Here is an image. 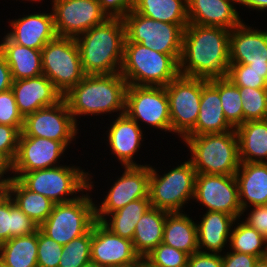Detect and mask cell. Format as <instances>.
I'll list each match as a JSON object with an SVG mask.
<instances>
[{"label":"cell","mask_w":267,"mask_h":267,"mask_svg":"<svg viewBox=\"0 0 267 267\" xmlns=\"http://www.w3.org/2000/svg\"><path fill=\"white\" fill-rule=\"evenodd\" d=\"M230 30L188 24L184 29L179 72L196 78H224L230 65Z\"/></svg>","instance_id":"1"},{"label":"cell","mask_w":267,"mask_h":267,"mask_svg":"<svg viewBox=\"0 0 267 267\" xmlns=\"http://www.w3.org/2000/svg\"><path fill=\"white\" fill-rule=\"evenodd\" d=\"M125 25L122 18L109 17L75 38L85 75L120 73Z\"/></svg>","instance_id":"2"},{"label":"cell","mask_w":267,"mask_h":267,"mask_svg":"<svg viewBox=\"0 0 267 267\" xmlns=\"http://www.w3.org/2000/svg\"><path fill=\"white\" fill-rule=\"evenodd\" d=\"M127 86L120 73L85 75L63 98L77 123L78 115L125 113Z\"/></svg>","instance_id":"3"},{"label":"cell","mask_w":267,"mask_h":267,"mask_svg":"<svg viewBox=\"0 0 267 267\" xmlns=\"http://www.w3.org/2000/svg\"><path fill=\"white\" fill-rule=\"evenodd\" d=\"M180 58L125 42L120 74L128 85L165 87L180 75Z\"/></svg>","instance_id":"4"},{"label":"cell","mask_w":267,"mask_h":267,"mask_svg":"<svg viewBox=\"0 0 267 267\" xmlns=\"http://www.w3.org/2000/svg\"><path fill=\"white\" fill-rule=\"evenodd\" d=\"M196 173L235 175L240 166L238 137L235 129L223 133L186 135Z\"/></svg>","instance_id":"5"},{"label":"cell","mask_w":267,"mask_h":267,"mask_svg":"<svg viewBox=\"0 0 267 267\" xmlns=\"http://www.w3.org/2000/svg\"><path fill=\"white\" fill-rule=\"evenodd\" d=\"M18 174V175H16ZM88 172L79 167L60 165L51 168L15 173L12 178H17L27 189L39 193L53 203H63L76 199L78 196L67 198L76 192L92 189L91 177ZM66 196V197H65Z\"/></svg>","instance_id":"6"},{"label":"cell","mask_w":267,"mask_h":267,"mask_svg":"<svg viewBox=\"0 0 267 267\" xmlns=\"http://www.w3.org/2000/svg\"><path fill=\"white\" fill-rule=\"evenodd\" d=\"M95 222V204L88 194H82L72 201L55 204L39 229L64 246L74 238L89 232Z\"/></svg>","instance_id":"7"},{"label":"cell","mask_w":267,"mask_h":267,"mask_svg":"<svg viewBox=\"0 0 267 267\" xmlns=\"http://www.w3.org/2000/svg\"><path fill=\"white\" fill-rule=\"evenodd\" d=\"M43 75L64 96L85 76L75 38L56 36L41 50Z\"/></svg>","instance_id":"8"},{"label":"cell","mask_w":267,"mask_h":267,"mask_svg":"<svg viewBox=\"0 0 267 267\" xmlns=\"http://www.w3.org/2000/svg\"><path fill=\"white\" fill-rule=\"evenodd\" d=\"M196 170L190 160L160 177L150 166L149 199L151 206L169 213L181 212L184 204L194 199Z\"/></svg>","instance_id":"9"},{"label":"cell","mask_w":267,"mask_h":267,"mask_svg":"<svg viewBox=\"0 0 267 267\" xmlns=\"http://www.w3.org/2000/svg\"><path fill=\"white\" fill-rule=\"evenodd\" d=\"M125 42L140 43L154 51L170 56H181L184 29L129 11L123 18Z\"/></svg>","instance_id":"10"},{"label":"cell","mask_w":267,"mask_h":267,"mask_svg":"<svg viewBox=\"0 0 267 267\" xmlns=\"http://www.w3.org/2000/svg\"><path fill=\"white\" fill-rule=\"evenodd\" d=\"M169 100L171 132L182 139L195 127L202 94V78L179 75L165 86Z\"/></svg>","instance_id":"11"},{"label":"cell","mask_w":267,"mask_h":267,"mask_svg":"<svg viewBox=\"0 0 267 267\" xmlns=\"http://www.w3.org/2000/svg\"><path fill=\"white\" fill-rule=\"evenodd\" d=\"M125 113L160 130L171 132L169 100L165 87L128 85Z\"/></svg>","instance_id":"12"},{"label":"cell","mask_w":267,"mask_h":267,"mask_svg":"<svg viewBox=\"0 0 267 267\" xmlns=\"http://www.w3.org/2000/svg\"><path fill=\"white\" fill-rule=\"evenodd\" d=\"M52 2L57 36L76 38L109 18L101 9L98 0H52Z\"/></svg>","instance_id":"13"},{"label":"cell","mask_w":267,"mask_h":267,"mask_svg":"<svg viewBox=\"0 0 267 267\" xmlns=\"http://www.w3.org/2000/svg\"><path fill=\"white\" fill-rule=\"evenodd\" d=\"M77 123L62 98L52 106L41 108L24 117L21 133L55 141H72L77 135Z\"/></svg>","instance_id":"14"},{"label":"cell","mask_w":267,"mask_h":267,"mask_svg":"<svg viewBox=\"0 0 267 267\" xmlns=\"http://www.w3.org/2000/svg\"><path fill=\"white\" fill-rule=\"evenodd\" d=\"M194 199L207 211L224 212L235 219L243 215L235 175L197 173Z\"/></svg>","instance_id":"15"},{"label":"cell","mask_w":267,"mask_h":267,"mask_svg":"<svg viewBox=\"0 0 267 267\" xmlns=\"http://www.w3.org/2000/svg\"><path fill=\"white\" fill-rule=\"evenodd\" d=\"M150 166H125L124 173L111 187L101 206L95 205L96 221L101 222L128 203L149 198ZM105 216V217H104Z\"/></svg>","instance_id":"16"},{"label":"cell","mask_w":267,"mask_h":267,"mask_svg":"<svg viewBox=\"0 0 267 267\" xmlns=\"http://www.w3.org/2000/svg\"><path fill=\"white\" fill-rule=\"evenodd\" d=\"M70 141L24 136L20 133L16 157L10 166L13 173H26L55 167Z\"/></svg>","instance_id":"17"},{"label":"cell","mask_w":267,"mask_h":267,"mask_svg":"<svg viewBox=\"0 0 267 267\" xmlns=\"http://www.w3.org/2000/svg\"><path fill=\"white\" fill-rule=\"evenodd\" d=\"M141 257L133 243L112 233L101 222L92 227L91 261L102 267H127L136 264Z\"/></svg>","instance_id":"18"},{"label":"cell","mask_w":267,"mask_h":267,"mask_svg":"<svg viewBox=\"0 0 267 267\" xmlns=\"http://www.w3.org/2000/svg\"><path fill=\"white\" fill-rule=\"evenodd\" d=\"M230 63L248 64L267 71V31L247 27L243 22L230 30Z\"/></svg>","instance_id":"19"},{"label":"cell","mask_w":267,"mask_h":267,"mask_svg":"<svg viewBox=\"0 0 267 267\" xmlns=\"http://www.w3.org/2000/svg\"><path fill=\"white\" fill-rule=\"evenodd\" d=\"M235 129L225 118L219 96V78H202L200 109L195 127L187 135L223 133Z\"/></svg>","instance_id":"20"},{"label":"cell","mask_w":267,"mask_h":267,"mask_svg":"<svg viewBox=\"0 0 267 267\" xmlns=\"http://www.w3.org/2000/svg\"><path fill=\"white\" fill-rule=\"evenodd\" d=\"M11 89L23 117L41 108L52 106L63 98L53 83L43 74L28 79L14 80Z\"/></svg>","instance_id":"21"},{"label":"cell","mask_w":267,"mask_h":267,"mask_svg":"<svg viewBox=\"0 0 267 267\" xmlns=\"http://www.w3.org/2000/svg\"><path fill=\"white\" fill-rule=\"evenodd\" d=\"M234 3L237 0H187L188 23L232 30L243 22Z\"/></svg>","instance_id":"22"},{"label":"cell","mask_w":267,"mask_h":267,"mask_svg":"<svg viewBox=\"0 0 267 267\" xmlns=\"http://www.w3.org/2000/svg\"><path fill=\"white\" fill-rule=\"evenodd\" d=\"M12 31L7 36L19 45L42 50L57 35L54 28L52 13H36L10 22Z\"/></svg>","instance_id":"23"},{"label":"cell","mask_w":267,"mask_h":267,"mask_svg":"<svg viewBox=\"0 0 267 267\" xmlns=\"http://www.w3.org/2000/svg\"><path fill=\"white\" fill-rule=\"evenodd\" d=\"M139 125L126 113H119L116 120L110 126L108 143L113 151L112 153L117 156L124 167L139 166L132 159L134 158L133 155L140 148V141H143V133Z\"/></svg>","instance_id":"24"},{"label":"cell","mask_w":267,"mask_h":267,"mask_svg":"<svg viewBox=\"0 0 267 267\" xmlns=\"http://www.w3.org/2000/svg\"><path fill=\"white\" fill-rule=\"evenodd\" d=\"M235 177L242 213L249 204L267 205V167L264 163L240 162Z\"/></svg>","instance_id":"25"},{"label":"cell","mask_w":267,"mask_h":267,"mask_svg":"<svg viewBox=\"0 0 267 267\" xmlns=\"http://www.w3.org/2000/svg\"><path fill=\"white\" fill-rule=\"evenodd\" d=\"M237 219L224 212L207 211L197 225L198 249H207L208 253H218L229 241L232 225ZM228 239V240H227Z\"/></svg>","instance_id":"26"},{"label":"cell","mask_w":267,"mask_h":267,"mask_svg":"<svg viewBox=\"0 0 267 267\" xmlns=\"http://www.w3.org/2000/svg\"><path fill=\"white\" fill-rule=\"evenodd\" d=\"M2 41L0 51L10 67L13 81L43 74L41 50L14 43L7 35Z\"/></svg>","instance_id":"27"},{"label":"cell","mask_w":267,"mask_h":267,"mask_svg":"<svg viewBox=\"0 0 267 267\" xmlns=\"http://www.w3.org/2000/svg\"><path fill=\"white\" fill-rule=\"evenodd\" d=\"M235 131L240 162L263 163L267 160V119L247 121Z\"/></svg>","instance_id":"28"},{"label":"cell","mask_w":267,"mask_h":267,"mask_svg":"<svg viewBox=\"0 0 267 267\" xmlns=\"http://www.w3.org/2000/svg\"><path fill=\"white\" fill-rule=\"evenodd\" d=\"M169 212L150 207L135 226L133 247L143 259L163 241L166 216Z\"/></svg>","instance_id":"29"},{"label":"cell","mask_w":267,"mask_h":267,"mask_svg":"<svg viewBox=\"0 0 267 267\" xmlns=\"http://www.w3.org/2000/svg\"><path fill=\"white\" fill-rule=\"evenodd\" d=\"M162 243L184 251L189 256L198 252L196 223L182 212L168 213Z\"/></svg>","instance_id":"30"},{"label":"cell","mask_w":267,"mask_h":267,"mask_svg":"<svg viewBox=\"0 0 267 267\" xmlns=\"http://www.w3.org/2000/svg\"><path fill=\"white\" fill-rule=\"evenodd\" d=\"M38 230L30 235L12 237L0 244V261L8 267H38Z\"/></svg>","instance_id":"31"},{"label":"cell","mask_w":267,"mask_h":267,"mask_svg":"<svg viewBox=\"0 0 267 267\" xmlns=\"http://www.w3.org/2000/svg\"><path fill=\"white\" fill-rule=\"evenodd\" d=\"M135 12L156 21L187 27V0H137Z\"/></svg>","instance_id":"32"},{"label":"cell","mask_w":267,"mask_h":267,"mask_svg":"<svg viewBox=\"0 0 267 267\" xmlns=\"http://www.w3.org/2000/svg\"><path fill=\"white\" fill-rule=\"evenodd\" d=\"M18 208L40 226L52 212L55 205L47 197L30 191L17 178H12L10 196Z\"/></svg>","instance_id":"33"},{"label":"cell","mask_w":267,"mask_h":267,"mask_svg":"<svg viewBox=\"0 0 267 267\" xmlns=\"http://www.w3.org/2000/svg\"><path fill=\"white\" fill-rule=\"evenodd\" d=\"M150 207L149 198H140L109 214L111 222L106 217L101 223L112 233L132 241L137 222Z\"/></svg>","instance_id":"34"},{"label":"cell","mask_w":267,"mask_h":267,"mask_svg":"<svg viewBox=\"0 0 267 267\" xmlns=\"http://www.w3.org/2000/svg\"><path fill=\"white\" fill-rule=\"evenodd\" d=\"M9 196L0 204V244L12 237L30 235L36 232L39 226L32 221Z\"/></svg>","instance_id":"35"},{"label":"cell","mask_w":267,"mask_h":267,"mask_svg":"<svg viewBox=\"0 0 267 267\" xmlns=\"http://www.w3.org/2000/svg\"><path fill=\"white\" fill-rule=\"evenodd\" d=\"M229 242L234 252L245 253L258 258L266 257L267 240L245 222L238 223L237 227H234Z\"/></svg>","instance_id":"36"},{"label":"cell","mask_w":267,"mask_h":267,"mask_svg":"<svg viewBox=\"0 0 267 267\" xmlns=\"http://www.w3.org/2000/svg\"><path fill=\"white\" fill-rule=\"evenodd\" d=\"M219 96L226 120L234 127L243 124L242 99L239 87L227 77L219 78Z\"/></svg>","instance_id":"37"},{"label":"cell","mask_w":267,"mask_h":267,"mask_svg":"<svg viewBox=\"0 0 267 267\" xmlns=\"http://www.w3.org/2000/svg\"><path fill=\"white\" fill-rule=\"evenodd\" d=\"M92 229L63 246L58 267H83L91 261Z\"/></svg>","instance_id":"38"},{"label":"cell","mask_w":267,"mask_h":267,"mask_svg":"<svg viewBox=\"0 0 267 267\" xmlns=\"http://www.w3.org/2000/svg\"><path fill=\"white\" fill-rule=\"evenodd\" d=\"M243 123L267 119V88L239 87Z\"/></svg>","instance_id":"39"},{"label":"cell","mask_w":267,"mask_h":267,"mask_svg":"<svg viewBox=\"0 0 267 267\" xmlns=\"http://www.w3.org/2000/svg\"><path fill=\"white\" fill-rule=\"evenodd\" d=\"M226 77L237 87L267 88V71L251 69L248 64L230 63Z\"/></svg>","instance_id":"40"},{"label":"cell","mask_w":267,"mask_h":267,"mask_svg":"<svg viewBox=\"0 0 267 267\" xmlns=\"http://www.w3.org/2000/svg\"><path fill=\"white\" fill-rule=\"evenodd\" d=\"M188 257L184 251L161 242L143 259L150 267H187Z\"/></svg>","instance_id":"41"},{"label":"cell","mask_w":267,"mask_h":267,"mask_svg":"<svg viewBox=\"0 0 267 267\" xmlns=\"http://www.w3.org/2000/svg\"><path fill=\"white\" fill-rule=\"evenodd\" d=\"M63 246L46 236L38 228V249L37 265L38 267H58L62 255Z\"/></svg>","instance_id":"42"},{"label":"cell","mask_w":267,"mask_h":267,"mask_svg":"<svg viewBox=\"0 0 267 267\" xmlns=\"http://www.w3.org/2000/svg\"><path fill=\"white\" fill-rule=\"evenodd\" d=\"M0 124L14 126L22 131L24 117L19 112L12 89L0 92Z\"/></svg>","instance_id":"43"},{"label":"cell","mask_w":267,"mask_h":267,"mask_svg":"<svg viewBox=\"0 0 267 267\" xmlns=\"http://www.w3.org/2000/svg\"><path fill=\"white\" fill-rule=\"evenodd\" d=\"M20 133L14 126L0 124V157L9 166L16 157Z\"/></svg>","instance_id":"44"},{"label":"cell","mask_w":267,"mask_h":267,"mask_svg":"<svg viewBox=\"0 0 267 267\" xmlns=\"http://www.w3.org/2000/svg\"><path fill=\"white\" fill-rule=\"evenodd\" d=\"M101 9L108 17L123 18L129 11H133L137 0H98Z\"/></svg>","instance_id":"45"},{"label":"cell","mask_w":267,"mask_h":267,"mask_svg":"<svg viewBox=\"0 0 267 267\" xmlns=\"http://www.w3.org/2000/svg\"><path fill=\"white\" fill-rule=\"evenodd\" d=\"M249 214L244 222L267 240V205L253 206V210Z\"/></svg>","instance_id":"46"},{"label":"cell","mask_w":267,"mask_h":267,"mask_svg":"<svg viewBox=\"0 0 267 267\" xmlns=\"http://www.w3.org/2000/svg\"><path fill=\"white\" fill-rule=\"evenodd\" d=\"M187 267H222V255L208 253L203 249L188 257Z\"/></svg>","instance_id":"47"},{"label":"cell","mask_w":267,"mask_h":267,"mask_svg":"<svg viewBox=\"0 0 267 267\" xmlns=\"http://www.w3.org/2000/svg\"><path fill=\"white\" fill-rule=\"evenodd\" d=\"M258 257L240 252H227L222 256V267H254Z\"/></svg>","instance_id":"48"},{"label":"cell","mask_w":267,"mask_h":267,"mask_svg":"<svg viewBox=\"0 0 267 267\" xmlns=\"http://www.w3.org/2000/svg\"><path fill=\"white\" fill-rule=\"evenodd\" d=\"M13 84V78L10 67L0 51V92L11 89Z\"/></svg>","instance_id":"49"},{"label":"cell","mask_w":267,"mask_h":267,"mask_svg":"<svg viewBox=\"0 0 267 267\" xmlns=\"http://www.w3.org/2000/svg\"><path fill=\"white\" fill-rule=\"evenodd\" d=\"M237 3L254 10L264 11L267 9V0H237Z\"/></svg>","instance_id":"50"},{"label":"cell","mask_w":267,"mask_h":267,"mask_svg":"<svg viewBox=\"0 0 267 267\" xmlns=\"http://www.w3.org/2000/svg\"><path fill=\"white\" fill-rule=\"evenodd\" d=\"M12 180H0V204L10 196V185Z\"/></svg>","instance_id":"51"},{"label":"cell","mask_w":267,"mask_h":267,"mask_svg":"<svg viewBox=\"0 0 267 267\" xmlns=\"http://www.w3.org/2000/svg\"><path fill=\"white\" fill-rule=\"evenodd\" d=\"M8 171H10V166L0 157V180H12V177L9 176L3 178L4 174Z\"/></svg>","instance_id":"52"},{"label":"cell","mask_w":267,"mask_h":267,"mask_svg":"<svg viewBox=\"0 0 267 267\" xmlns=\"http://www.w3.org/2000/svg\"><path fill=\"white\" fill-rule=\"evenodd\" d=\"M254 267H267V257L258 258Z\"/></svg>","instance_id":"53"},{"label":"cell","mask_w":267,"mask_h":267,"mask_svg":"<svg viewBox=\"0 0 267 267\" xmlns=\"http://www.w3.org/2000/svg\"><path fill=\"white\" fill-rule=\"evenodd\" d=\"M127 267H148V264L146 263V261L144 259H141L136 264L131 265V266H127Z\"/></svg>","instance_id":"54"},{"label":"cell","mask_w":267,"mask_h":267,"mask_svg":"<svg viewBox=\"0 0 267 267\" xmlns=\"http://www.w3.org/2000/svg\"><path fill=\"white\" fill-rule=\"evenodd\" d=\"M83 267H102V266H100L99 264H97L95 262L90 261V262L86 263Z\"/></svg>","instance_id":"55"},{"label":"cell","mask_w":267,"mask_h":267,"mask_svg":"<svg viewBox=\"0 0 267 267\" xmlns=\"http://www.w3.org/2000/svg\"><path fill=\"white\" fill-rule=\"evenodd\" d=\"M0 267H8L0 261Z\"/></svg>","instance_id":"56"},{"label":"cell","mask_w":267,"mask_h":267,"mask_svg":"<svg viewBox=\"0 0 267 267\" xmlns=\"http://www.w3.org/2000/svg\"><path fill=\"white\" fill-rule=\"evenodd\" d=\"M263 163H264V165L267 167V160H265Z\"/></svg>","instance_id":"57"}]
</instances>
